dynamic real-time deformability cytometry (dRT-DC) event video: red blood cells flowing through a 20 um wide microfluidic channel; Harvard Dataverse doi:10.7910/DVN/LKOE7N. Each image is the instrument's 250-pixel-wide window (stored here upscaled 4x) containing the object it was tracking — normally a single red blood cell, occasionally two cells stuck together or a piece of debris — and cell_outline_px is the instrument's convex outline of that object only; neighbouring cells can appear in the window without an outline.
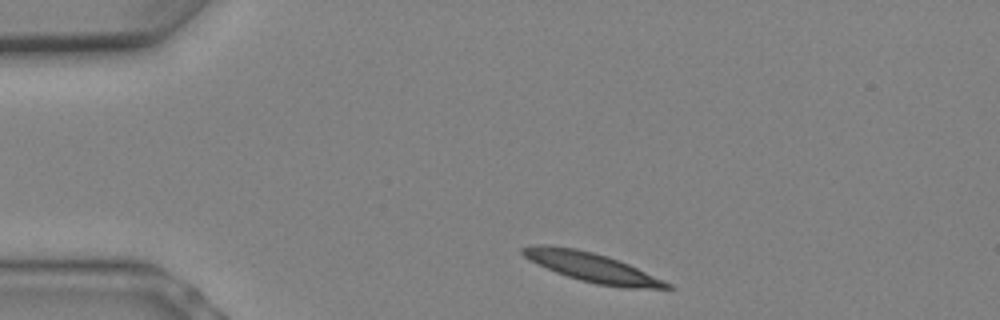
{"species": "Egyptian fruit bat (a non-hibernating species)", "species_latin": "Rousettus aegyptiacus", "temperature_condition": "warm", "stored_images_in_passage": 3, "camera_frame_rate_fps": 3000, "um_per_image_px": 0.085, "animal": {"sex": "female"}, "frame": {"image": 1, "passage_image": 1, "time_ms": 0.0, "image_size_px": [1000, 320], "cell_outline_px": [[676, 288], [624, 288], [596, 284], [580, 280], [556, 272], [528, 260], [520, 252], [520, 248], [540, 244], [548, 244], [576, 248], [608, 256], [620, 260], [672, 284]], "centroid_in_image_um": [50.3, 22.71], "position_along_channel_um": 34.7, "area_um2": 24.62}}